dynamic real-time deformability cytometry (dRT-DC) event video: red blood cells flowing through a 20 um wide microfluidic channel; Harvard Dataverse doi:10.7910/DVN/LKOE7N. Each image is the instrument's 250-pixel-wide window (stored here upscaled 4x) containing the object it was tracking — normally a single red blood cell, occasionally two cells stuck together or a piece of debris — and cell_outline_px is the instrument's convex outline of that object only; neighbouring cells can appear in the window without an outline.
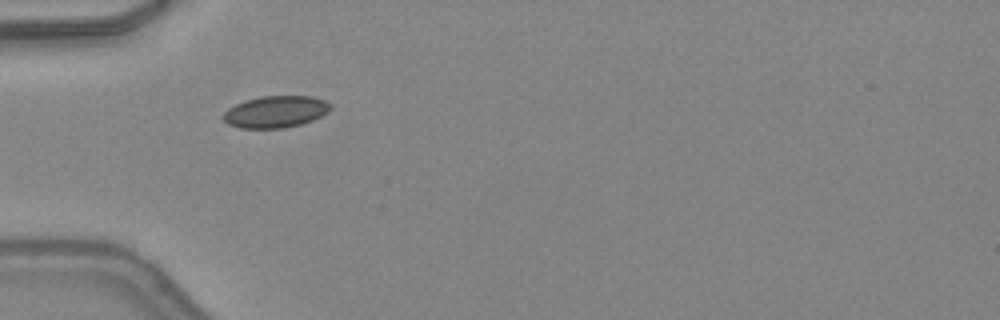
{"species": "common noctule bat (a hibernating species)", "species_latin": "Nyctalus noctula", "temperature_condition": "warm", "stored_images_in_passage": 34, "camera_frame_rate_fps": 3000, "um_per_image_px": 0.085, "animal": {"sex": "female", "body_mass_g": 24.6, "forearm_length_mm": 56.2}, "frame": {"image": 1, "passage_image": 1, "time_ms": 0.0, "image_size_px": [1000, 320], "cell_outline_px": [[332, 108], [328, 112], [312, 120], [300, 124], [284, 128], [240, 128], [228, 124], [220, 116], [228, 108], [244, 100], [260, 96], [312, 96], [324, 100], [332, 104]], "centroid_in_image_um": [23.41, 9.49], "position_along_channel_um": 61.6, "area_um2": 20.0}}
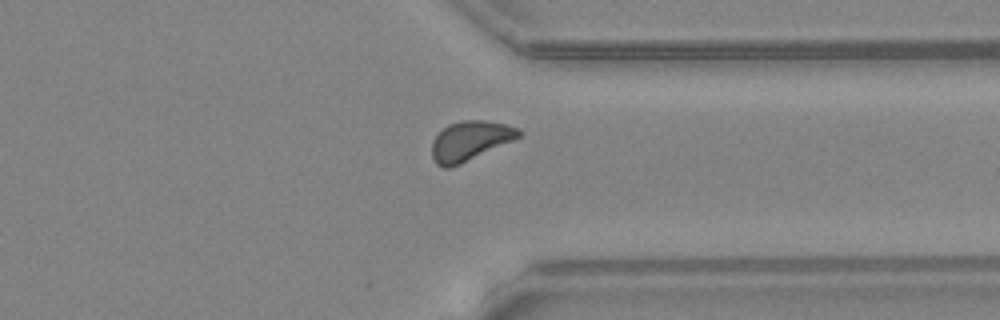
{"frame": {"image": 2, "passage_image": 23, "time_ms": 7.333, "image_size_px": [1000, 320], "cell_outline_px": [[524, 132], [520, 136], [512, 140], [460, 164], [448, 168], [444, 168], [436, 164], [432, 156], [432, 140], [448, 124], [460, 120], [488, 120], [520, 128]], "centroid_in_image_um": [39.95, 11.95], "position_along_channel_um": 371.5, "area_um2": 19.88}}
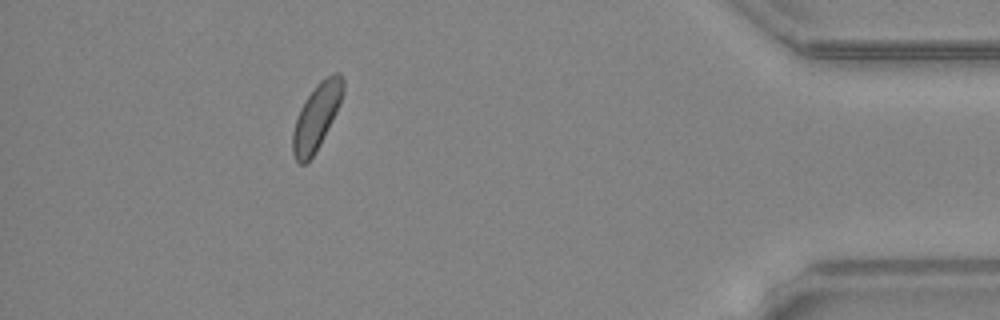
{"frame": {"image": 3, "passage_image": 29, "time_ms": 9.333, "image_size_px": [1000, 320], "cell_outline_px": [[344, 88], [340, 104], [316, 152], [304, 164], [300, 164], [296, 160], [292, 152], [292, 132], [300, 108], [304, 100], [316, 84], [320, 80], [332, 72], [340, 72], [344, 80]], "centroid_in_image_um": [26.9, 9.88], "position_along_channel_um": 408.3, "area_um2": 19.36}}